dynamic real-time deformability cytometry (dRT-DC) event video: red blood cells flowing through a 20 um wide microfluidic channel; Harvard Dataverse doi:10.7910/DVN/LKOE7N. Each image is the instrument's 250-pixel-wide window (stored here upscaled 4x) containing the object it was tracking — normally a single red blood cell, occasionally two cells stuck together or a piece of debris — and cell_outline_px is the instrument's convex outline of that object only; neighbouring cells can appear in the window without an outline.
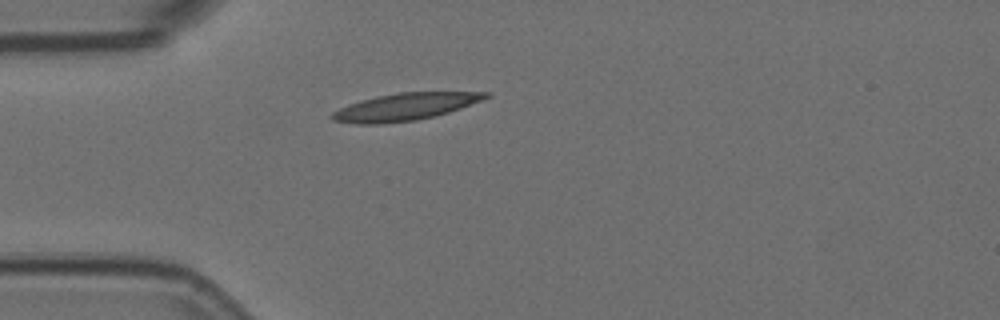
{"species": "Egyptian fruit bat (a non-hibernating species)", "species_latin": "Rousettus aegyptiacus", "temperature_condition": "room temperature", "stored_images_in_passage": 2, "camera_frame_rate_fps": 3000, "um_per_image_px": 0.085, "animal": {"sex": "female"}, "frame": {"image": 1, "passage_image": 1, "time_ms": 0.0, "image_size_px": [1000, 320], "cell_outline_px": [[492, 96], [484, 100], [448, 112], [416, 120], [380, 124], [356, 124], [332, 120], [328, 116], [332, 112], [340, 108], [360, 100], [376, 96], [396, 92], [492, 92]], "centroid_in_image_um": [34.43, 9.07], "position_along_channel_um": 50.6, "area_um2": 24.45}}